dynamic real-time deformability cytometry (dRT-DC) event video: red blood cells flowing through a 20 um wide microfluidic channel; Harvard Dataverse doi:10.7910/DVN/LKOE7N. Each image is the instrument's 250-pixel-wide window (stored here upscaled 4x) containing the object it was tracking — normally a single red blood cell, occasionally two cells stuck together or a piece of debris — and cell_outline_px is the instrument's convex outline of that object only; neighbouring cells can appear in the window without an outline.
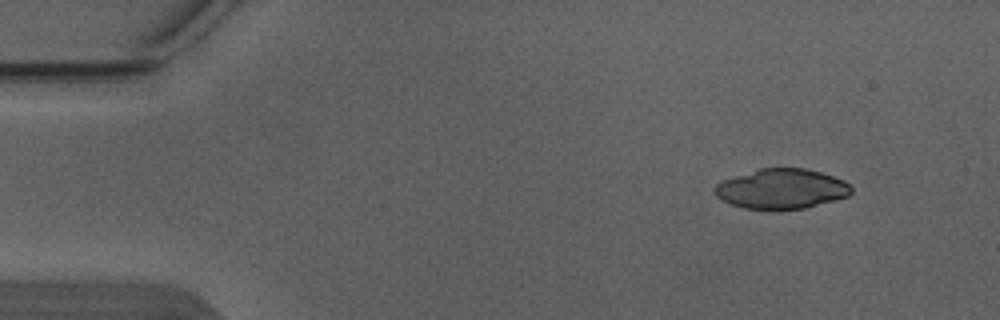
{"species": "Egyptian fruit bat (a non-hibernating species)", "species_latin": "Rousettus aegyptiacus", "temperature_condition": "warm", "stored_images_in_passage": 3, "camera_frame_rate_fps": 3000, "um_per_image_px": 0.085, "animal": {"sex": "male"}, "frame": {"image": 1, "passage_image": 1, "time_ms": 0.0, "image_size_px": [1000, 320], "cell_outline_px": [[852, 192], [848, 196], [836, 200], [804, 208], [744, 208], [720, 200], [716, 196], [712, 188], [716, 184], [724, 180], [760, 168], [804, 168], [820, 172], [844, 180], [852, 188]], "centroid_in_image_um": [66.43, 16.04], "position_along_channel_um": 18.6, "area_um2": 31.39}}